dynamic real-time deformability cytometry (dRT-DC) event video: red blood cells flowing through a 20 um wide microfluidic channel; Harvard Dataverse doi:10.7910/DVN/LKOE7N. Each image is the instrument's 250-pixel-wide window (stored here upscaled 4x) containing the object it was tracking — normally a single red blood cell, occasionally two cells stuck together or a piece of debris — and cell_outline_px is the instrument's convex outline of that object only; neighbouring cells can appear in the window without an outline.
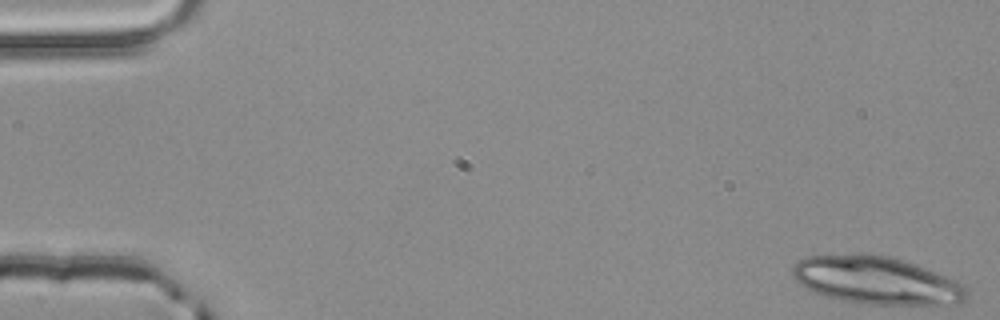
{"species": "common noctule bat (a hibernating species)", "species_latin": "Nyctalus noctula", "temperature_condition": "room temperature", "stored_images_in_passage": 21, "camera_frame_rate_fps": 3000, "um_per_image_px": 0.085, "animal": {"sex": "male", "body_mass_g": 20.4}, "frame": {"image": 1, "passage_image": 1, "time_ms": 0.0, "image_size_px": [1000, 320], "cell_outline_px": [[968, 292], [964, 300], [960, 304], [868, 304], [840, 300], [824, 296], [812, 292], [800, 284], [792, 276], [792, 268], [804, 256], [856, 252], [868, 252], [888, 256], [916, 264], [956, 280], [964, 284]], "centroid_in_image_um": [74.46, 23.8], "position_along_channel_um": 10.5, "area_um2": 49.01}}